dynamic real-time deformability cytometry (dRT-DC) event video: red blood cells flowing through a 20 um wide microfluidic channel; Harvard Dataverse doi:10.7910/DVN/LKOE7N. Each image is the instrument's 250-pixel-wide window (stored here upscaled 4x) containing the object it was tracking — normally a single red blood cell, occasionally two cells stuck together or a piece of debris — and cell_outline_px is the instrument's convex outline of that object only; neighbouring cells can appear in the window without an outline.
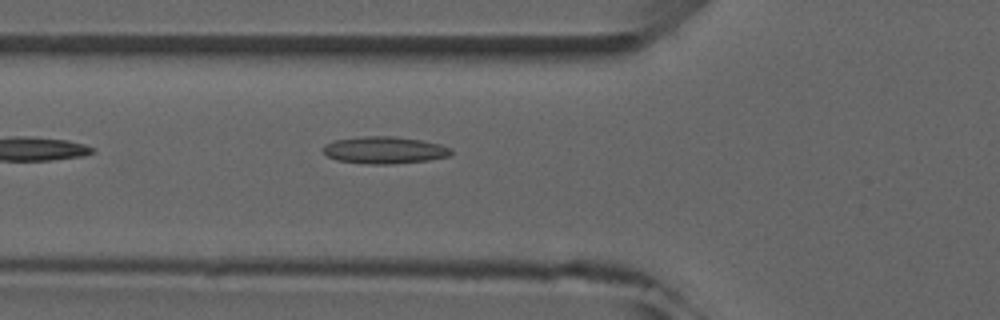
{"species": "common noctule bat (a hibernating species)", "species_latin": "Nyctalus noctula", "temperature_condition": "room temperature", "stored_images_in_passage": 5, "camera_frame_rate_fps": 3000, "um_per_image_px": 0.085, "animal": {"sex": "male", "forearm_length_mm": 52.5}, "frame": {"image": 1, "passage_image": 5, "time_ms": 4.667, "image_size_px": [1000, 320], "cell_outline_px": [[452, 156], [428, 160], [392, 164], [368, 164], [336, 160], [328, 156], [324, 152], [324, 144], [336, 140], [364, 136], [392, 136], [420, 140], [440, 144], [452, 148]], "centroid_in_image_um": [32.72, 12.76], "position_along_channel_um": 93.1, "area_um2": 20.17}}